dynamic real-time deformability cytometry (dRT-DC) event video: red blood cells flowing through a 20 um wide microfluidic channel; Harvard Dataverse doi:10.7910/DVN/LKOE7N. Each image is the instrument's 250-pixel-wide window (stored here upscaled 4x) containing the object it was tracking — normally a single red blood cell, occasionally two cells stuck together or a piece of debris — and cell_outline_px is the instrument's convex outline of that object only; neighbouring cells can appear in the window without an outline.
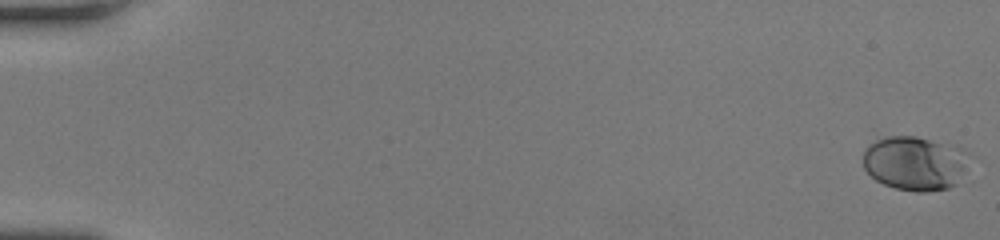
{"species": "human", "species_latin": "Homo sapiens", "temperature_condition": "room temperature", "stored_images_in_passage": 17, "camera_frame_rate_fps": 3000, "um_per_image_px": 0.085, "donor": {"sex": "female"}, "frame": {"image": 1, "passage_image": 1, "time_ms": 0.0, "image_size_px": [1000, 240], "cell_outline_px": [[968, 152], [964, 172], [956, 184], [948, 188], [928, 192], [916, 192], [896, 188], [884, 184], [876, 180], [864, 168], [864, 148], [868, 144], [884, 136], [916, 136], [956, 144]], "centroid_in_image_um": [77.78, 13.85], "position_along_channel_um": 7.2, "area_um2": 33.87}}
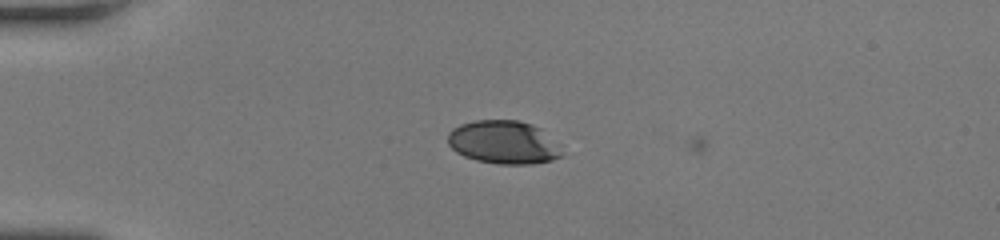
{"frame": {"image": 2, "passage_image": 15, "time_ms": 4.667, "image_size_px": [1000, 240], "cell_outline_px": [[564, 156], [552, 160], [532, 164], [496, 164], [476, 160], [464, 156], [456, 152], [448, 144], [448, 132], [452, 128], [460, 124], [476, 120], [520, 120], [532, 124], [540, 128], [560, 144]], "centroid_in_image_um": [42.83, 12.1], "position_along_channel_um": 42.2, "area_um2": 29.19}}